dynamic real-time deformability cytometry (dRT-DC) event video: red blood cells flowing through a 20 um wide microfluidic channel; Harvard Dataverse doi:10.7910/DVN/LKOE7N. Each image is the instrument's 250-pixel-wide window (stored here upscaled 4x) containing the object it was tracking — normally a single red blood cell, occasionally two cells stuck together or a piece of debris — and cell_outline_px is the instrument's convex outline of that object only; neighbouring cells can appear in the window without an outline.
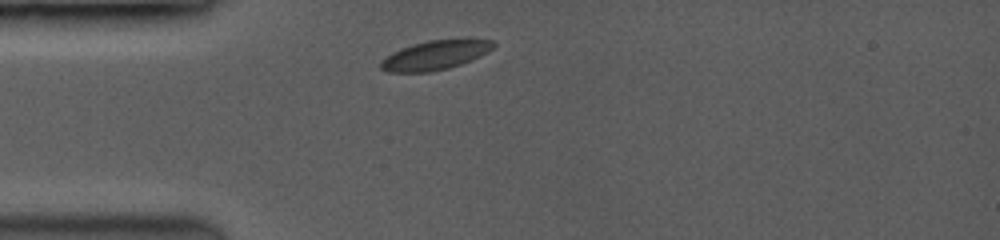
{"species": "common noctule bat (a hibernating species)", "species_latin": "Nyctalus noctula", "temperature_condition": "room temperature", "stored_images_in_passage": 6, "camera_frame_rate_fps": 3500, "um_per_image_px": 0.085, "animal": {"sex": "female", "body_mass_g": 19.0, "forearm_length_mm": 53.3}, "frame": {"image": 1, "passage_image": 1, "time_ms": 0.0, "image_size_px": [1000, 240], "cell_outline_px": [[496, 44], [492, 48], [460, 64], [448, 68], [428, 72], [388, 72], [380, 68], [380, 60], [392, 52], [412, 44], [428, 40], [492, 40]], "centroid_in_image_um": [36.87, 4.7], "position_along_channel_um": 48.1, "area_um2": 18.61}}
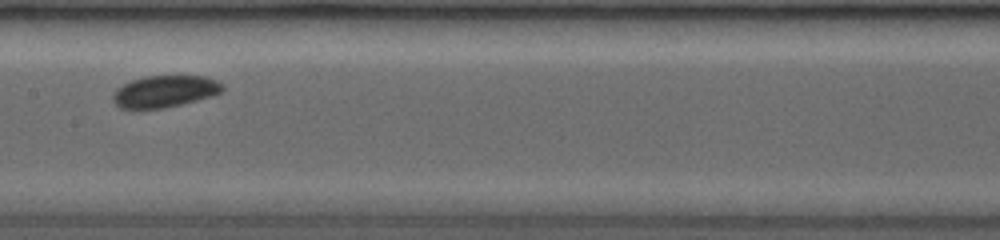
{"frame": {"image": 2, "passage_image": 5, "time_ms": 4.0, "image_size_px": [1000, 240], "cell_outline_px": [[224, 88], [220, 92], [208, 96], [180, 104], [160, 108], [120, 108], [116, 104], [112, 96], [124, 84], [132, 80], [144, 76], [204, 76], [216, 80], [224, 84]], "centroid_in_image_um": [14.02, 7.75], "position_along_channel_um": 193.4, "area_um2": 19.71}}
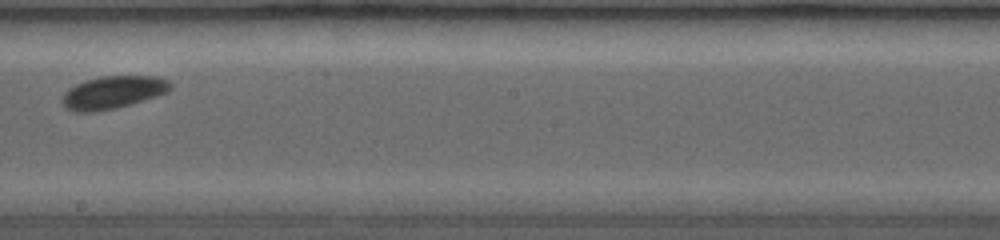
{"frame": {"image": 3, "passage_image": 6, "time_ms": 5.143, "image_size_px": [1000, 240], "cell_outline_px": [[172, 84], [164, 92], [128, 104], [112, 108], [88, 112], [84, 112], [68, 108], [64, 104], [64, 92], [68, 88], [84, 80], [100, 76], [156, 76], [168, 80]], "centroid_in_image_um": [9.56, 7.81], "position_along_channel_um": 238.6, "area_um2": 19.71}}